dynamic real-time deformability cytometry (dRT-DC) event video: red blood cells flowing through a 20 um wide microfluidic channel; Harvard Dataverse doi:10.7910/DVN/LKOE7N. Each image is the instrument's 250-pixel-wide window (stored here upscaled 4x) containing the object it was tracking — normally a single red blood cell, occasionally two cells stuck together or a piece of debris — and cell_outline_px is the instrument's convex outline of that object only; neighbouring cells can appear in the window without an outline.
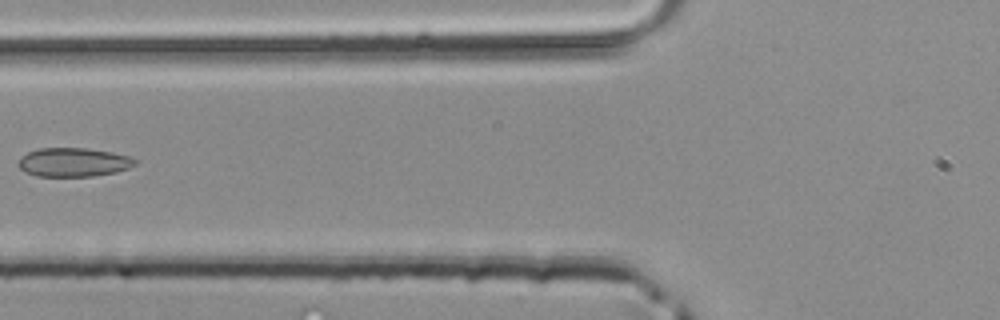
{"species": "common noctule bat (a hibernating species)", "species_latin": "Nyctalus noctula", "temperature_condition": "room temperature", "stored_images_in_passage": 2, "camera_frame_rate_fps": 3000, "um_per_image_px": 0.085, "animal": {"sex": "male", "body_mass_g": 20.4}, "frame": {"image": 1, "passage_image": 2, "time_ms": 0.333, "image_size_px": [1000, 320], "cell_outline_px": [[140, 160], [136, 164], [128, 168], [116, 172], [92, 176], [36, 176], [24, 172], [16, 164], [20, 156], [28, 152], [40, 148], [88, 148], [112, 152], [128, 156]], "centroid_in_image_um": [6.23, 13.79], "position_along_channel_um": 119.6, "area_um2": 19.83}}